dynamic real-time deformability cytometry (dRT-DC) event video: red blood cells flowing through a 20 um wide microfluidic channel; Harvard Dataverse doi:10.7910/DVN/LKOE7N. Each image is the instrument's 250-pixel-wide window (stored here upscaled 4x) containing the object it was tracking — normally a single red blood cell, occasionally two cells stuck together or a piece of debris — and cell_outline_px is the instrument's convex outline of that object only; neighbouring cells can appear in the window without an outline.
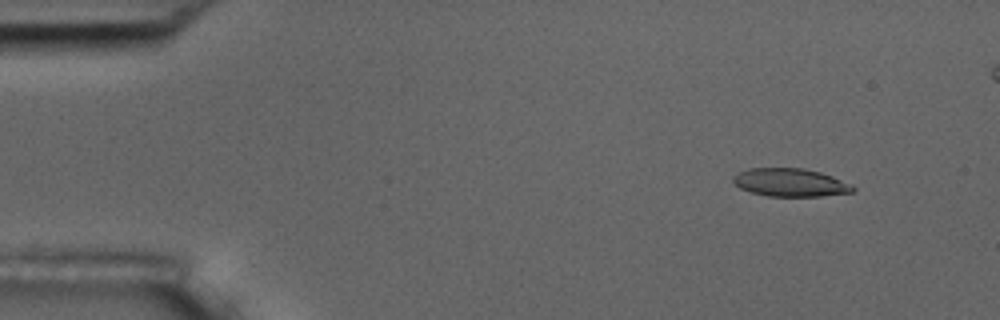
{"species": "common noctule bat (a hibernating species)", "species_latin": "Nyctalus noctula", "temperature_condition": "room temperature", "stored_images_in_passage": 5, "camera_frame_rate_fps": 3000, "um_per_image_px": 0.085, "animal": {"sex": "male", "body_mass_g": 17.5, "forearm_length_mm": 52.3}, "frame": {"image": 1, "passage_image": 2, "time_ms": 0.333, "image_size_px": [1000, 320], "cell_outline_px": [[856, 188], [852, 192], [820, 196], [768, 196], [752, 192], [740, 188], [732, 180], [732, 176], [748, 168], [804, 168], [820, 172], [832, 176], [852, 184]], "centroid_in_image_um": [67.19, 15.51], "position_along_channel_um": 17.8, "area_um2": 19.54}}